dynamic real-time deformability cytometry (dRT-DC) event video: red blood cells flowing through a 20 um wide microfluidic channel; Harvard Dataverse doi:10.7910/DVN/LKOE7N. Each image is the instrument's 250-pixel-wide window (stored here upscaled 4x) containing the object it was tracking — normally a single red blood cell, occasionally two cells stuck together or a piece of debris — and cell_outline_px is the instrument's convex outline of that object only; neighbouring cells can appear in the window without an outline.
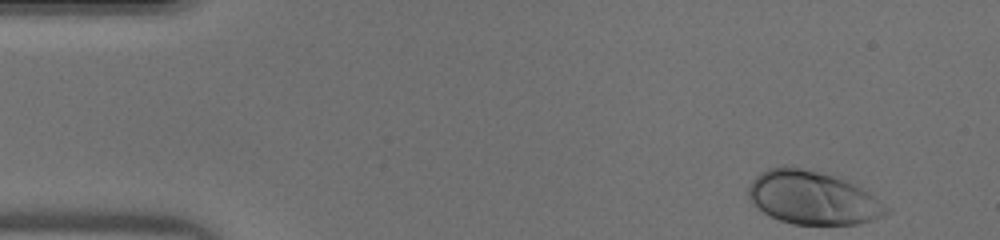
{"species": "human", "species_latin": "Homo sapiens", "temperature_condition": "warm", "stored_images_in_passage": 43, "camera_frame_rate_fps": 3000, "um_per_image_px": 0.085, "donor": {"sex": "male"}, "frame": {"image": 1, "passage_image": 1, "time_ms": 0.0, "image_size_px": [1000, 240], "cell_outline_px": [[888, 212], [884, 216], [872, 220], [856, 224], [792, 224], [780, 220], [764, 212], [752, 204], [748, 200], [748, 188], [752, 180], [756, 176], [768, 168], [784, 164], [832, 176], [844, 180], [868, 192], [888, 208]], "centroid_in_image_um": [69.02, 16.81], "position_along_channel_um": 16.0, "area_um2": 42.31}}
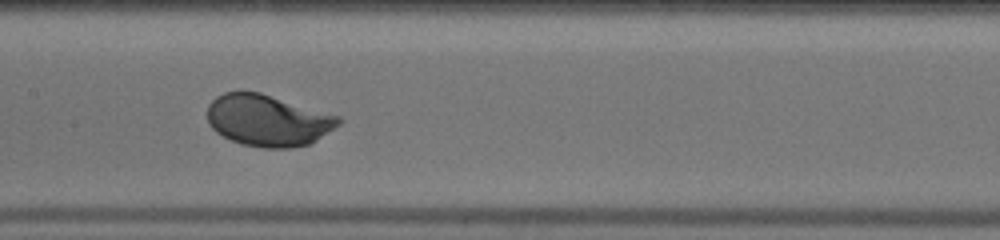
{"frame": {"image": 2, "passage_image": 20, "time_ms": 6.333, "image_size_px": [1000, 240], "cell_outline_px": [[344, 120], [340, 124], [308, 144], [292, 148], [264, 148], [240, 144], [216, 132], [208, 124], [208, 104], [216, 96], [224, 92], [240, 88], [260, 92], [340, 116]], "centroid_in_image_um": [22.73, 10.2], "position_along_channel_um": 184.7, "area_um2": 39.82}}
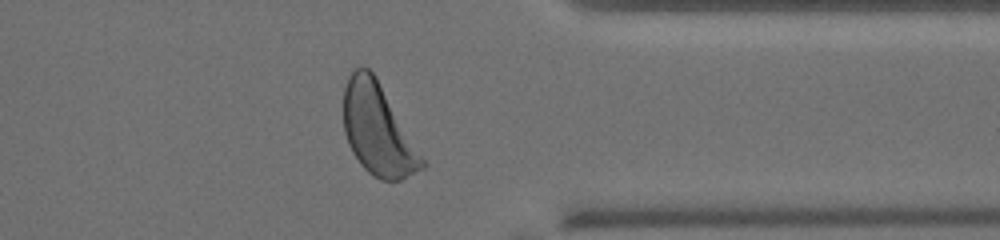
{"frame": {"image": 3, "passage_image": 34, "time_ms": 11.0, "image_size_px": [1000, 240], "cell_outline_px": [[424, 168], [400, 180], [380, 180], [372, 176], [360, 164], [352, 152], [348, 144], [344, 132], [344, 88], [348, 76], [360, 64], [368, 68], [376, 76], [424, 160]], "centroid_in_image_um": [32.08, 11.01], "position_along_channel_um": 379.3, "area_um2": 41.27}}